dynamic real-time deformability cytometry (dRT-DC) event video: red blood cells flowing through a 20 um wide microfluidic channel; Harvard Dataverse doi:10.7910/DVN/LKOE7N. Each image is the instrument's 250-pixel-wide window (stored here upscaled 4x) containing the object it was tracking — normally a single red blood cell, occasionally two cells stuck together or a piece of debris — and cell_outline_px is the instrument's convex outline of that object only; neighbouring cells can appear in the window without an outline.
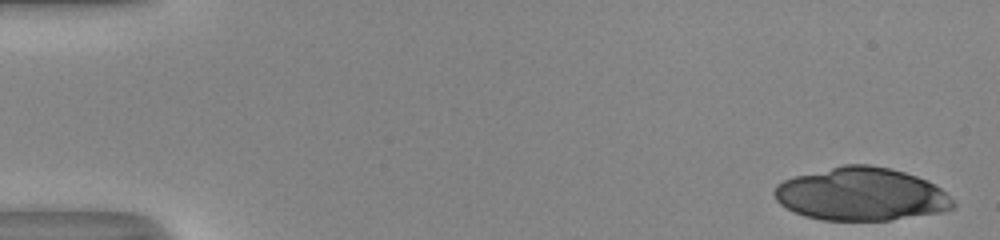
{"species": "human", "species_latin": "Homo sapiens", "temperature_condition": "room temperature", "stored_images_in_passage": 25, "camera_frame_rate_fps": 3000, "um_per_image_px": 0.085, "donor": {"sex": "male"}, "frame": {"image": 1, "passage_image": 1, "time_ms": 0.0, "image_size_px": [1000, 240], "cell_outline_px": [[956, 208], [944, 212], [888, 220], [820, 220], [804, 216], [780, 204], [776, 200], [772, 192], [776, 184], [784, 180], [796, 176], [844, 164], [868, 164], [888, 168], [904, 172], [928, 180], [940, 188], [956, 204]], "centroid_in_image_um": [73.21, 16.51], "position_along_channel_um": 11.8, "area_um2": 55.26}}